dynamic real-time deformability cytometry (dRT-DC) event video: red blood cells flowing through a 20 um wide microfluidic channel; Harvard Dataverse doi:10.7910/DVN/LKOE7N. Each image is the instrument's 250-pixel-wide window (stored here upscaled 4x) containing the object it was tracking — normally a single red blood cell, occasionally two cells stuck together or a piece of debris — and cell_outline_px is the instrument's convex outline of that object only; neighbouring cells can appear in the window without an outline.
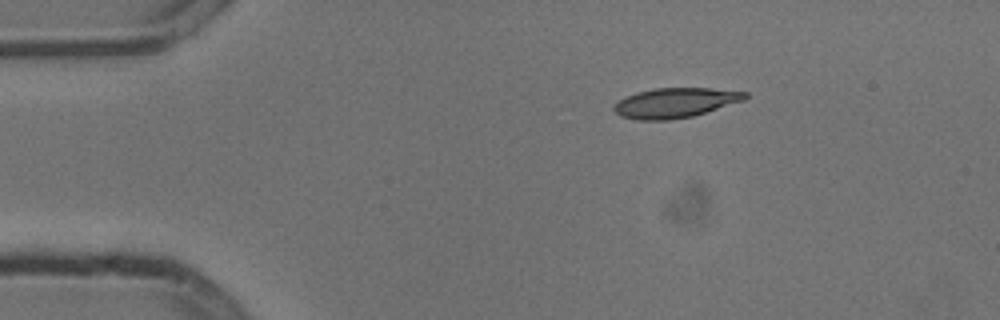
{"species": "common noctule bat (a hibernating species)", "species_latin": "Nyctalus noctula", "temperature_condition": "cold", "stored_images_in_passage": 3, "camera_frame_rate_fps": 3000, "um_per_image_px": 0.085, "animal": {"sex": "male", "body_mass_g": 13.3}, "frame": {"image": 1, "passage_image": 1, "time_ms": 0.0, "image_size_px": [1000, 320], "cell_outline_px": [[748, 96], [744, 100], [692, 116], [668, 120], [636, 120], [620, 116], [612, 108], [612, 104], [636, 92], [656, 88], [712, 88], [748, 92]], "centroid_in_image_um": [57.37, 8.73], "position_along_channel_um": 27.6, "area_um2": 22.72}}
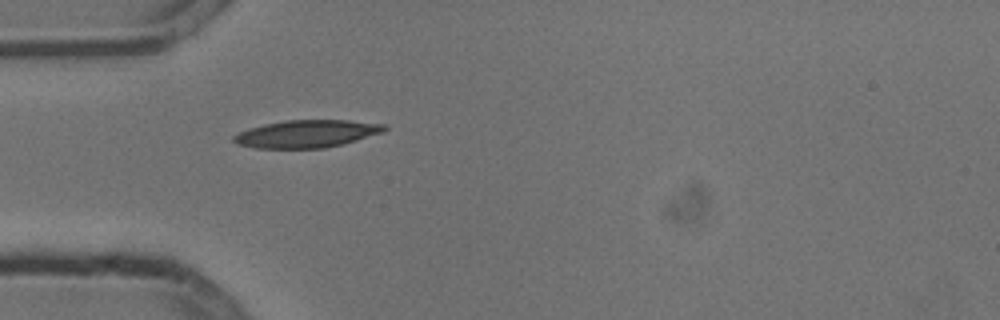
{"frame": {"image": 2, "passage_image": 3, "time_ms": 0.667, "image_size_px": [1000, 320], "cell_outline_px": [[388, 128], [384, 132], [344, 144], [324, 148], [256, 148], [236, 144], [232, 140], [232, 136], [240, 132], [264, 124], [284, 120], [348, 120], [388, 124]], "centroid_in_image_um": [26.12, 11.37], "position_along_channel_um": 58.9, "area_um2": 24.33}}